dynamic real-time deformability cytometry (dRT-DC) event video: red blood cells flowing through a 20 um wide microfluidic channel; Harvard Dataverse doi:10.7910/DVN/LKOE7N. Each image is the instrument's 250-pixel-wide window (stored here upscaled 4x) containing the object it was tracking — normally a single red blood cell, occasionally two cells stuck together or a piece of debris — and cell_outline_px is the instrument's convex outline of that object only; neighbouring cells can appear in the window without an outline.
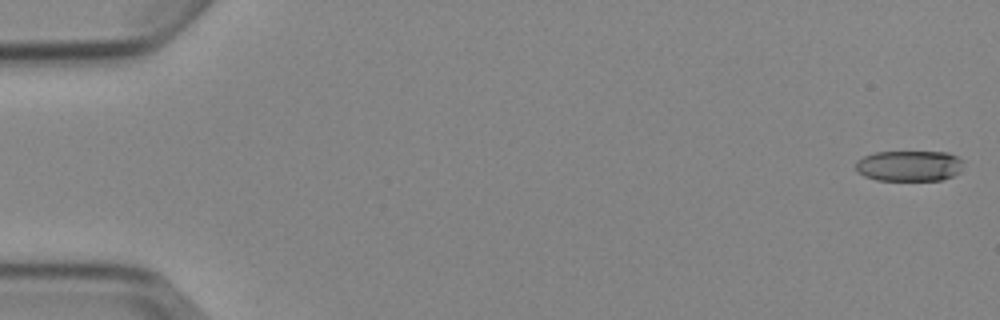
{"species": "Egyptian fruit bat (a non-hibernating species)", "species_latin": "Rousettus aegyptiacus", "temperature_condition": "cold", "stored_images_in_passage": 6, "camera_frame_rate_fps": 3000, "um_per_image_px": 0.085, "animal": {"sex": "female"}, "frame": {"image": 1, "passage_image": 1, "time_ms": 0.0, "image_size_px": [1000, 320], "cell_outline_px": [[964, 160], [960, 172], [952, 176], [940, 180], [876, 180], [864, 176], [856, 172], [856, 160], [872, 152], [948, 152]], "centroid_in_image_um": [77.27, 14.09], "position_along_channel_um": 7.7, "area_um2": 19.48}}
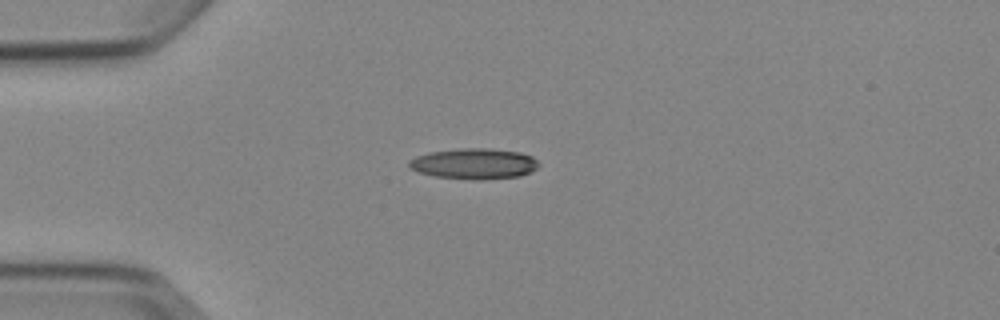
{"frame": {"image": 2, "passage_image": 4, "time_ms": 4.333, "image_size_px": [1000, 320], "cell_outline_px": [[540, 164], [532, 172], [520, 176], [480, 180], [472, 180], [436, 176], [420, 172], [408, 168], [408, 160], [416, 156], [428, 152], [460, 148], [488, 148], [520, 152], [532, 156]], "centroid_in_image_um": [40.3, 13.91], "position_along_channel_um": 44.7, "area_um2": 23.41}}
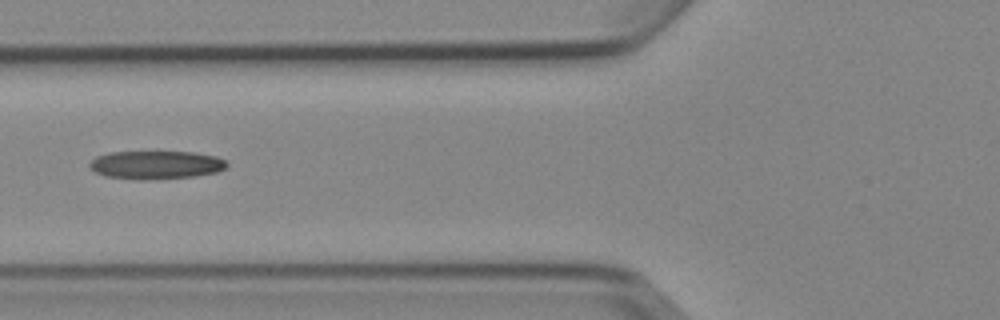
{"frame": {"image": 3, "passage_image": 6, "time_ms": 6.667, "image_size_px": [1000, 320], "cell_outline_px": [[228, 164], [224, 168], [216, 172], [196, 176], [144, 180], [140, 180], [104, 176], [88, 168], [88, 164], [96, 156], [112, 152], [192, 152], [216, 156], [224, 160]], "centroid_in_image_um": [13.22, 14.02], "position_along_channel_um": 112.6, "area_um2": 22.6}}